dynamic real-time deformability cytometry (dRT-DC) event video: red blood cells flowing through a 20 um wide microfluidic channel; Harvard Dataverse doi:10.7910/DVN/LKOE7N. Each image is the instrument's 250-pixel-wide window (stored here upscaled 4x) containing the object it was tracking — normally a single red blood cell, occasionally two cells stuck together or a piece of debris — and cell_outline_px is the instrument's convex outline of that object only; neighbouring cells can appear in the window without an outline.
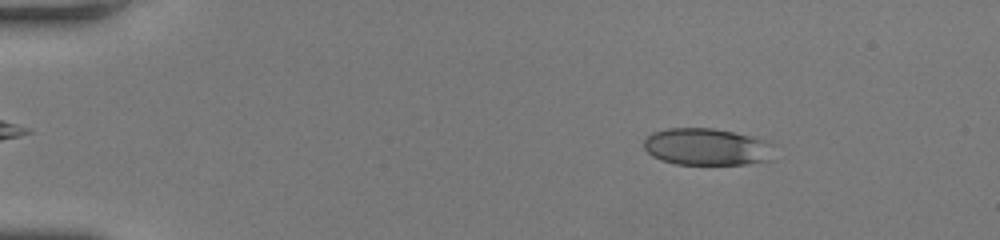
{"species": "human", "species_latin": "Homo sapiens", "temperature_condition": "room temperature", "stored_images_in_passage": 52, "camera_frame_rate_fps": 3000, "um_per_image_px": 0.085, "donor": {"sex": "female"}, "frame": {"image": 1, "passage_image": 8, "time_ms": 2.333, "image_size_px": [1000, 240], "cell_outline_px": [[772, 160], [748, 164], [676, 164], [660, 160], [652, 156], [644, 148], [644, 140], [652, 132], [668, 128], [712, 128], [752, 136], [764, 140], [772, 144]], "centroid_in_image_um": [60.07, 12.49], "position_along_channel_um": 24.9, "area_um2": 28.15}}
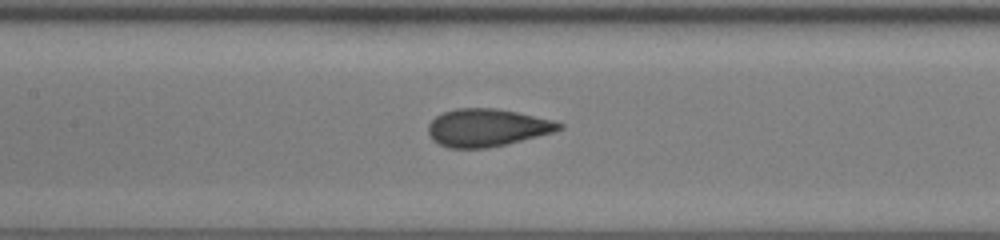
{"frame": {"image": 2, "passage_image": 26, "time_ms": 8.333, "image_size_px": [1000, 240], "cell_outline_px": [[564, 128], [552, 132], [508, 144], [488, 148], [448, 148], [432, 140], [428, 132], [428, 124], [436, 116], [444, 112], [456, 108], [496, 108], [516, 112], [552, 120], [564, 124]], "centroid_in_image_um": [41.38, 10.85], "position_along_channel_um": 166.0, "area_um2": 28.67}}
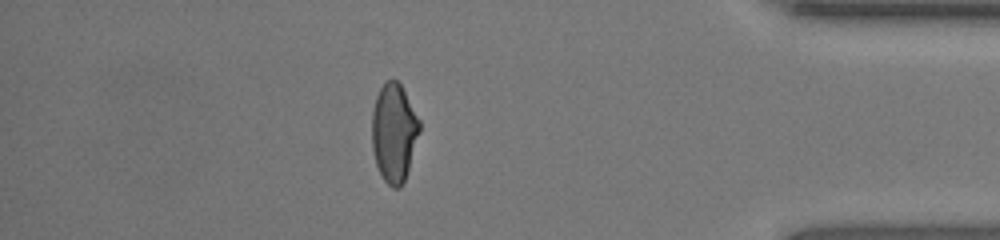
{"frame": {"image": 3, "passage_image": 46, "time_ms": 15.0, "image_size_px": [1000, 240], "cell_outline_px": [[420, 132], [404, 180], [400, 188], [392, 188], [384, 180], [376, 164], [372, 148], [372, 112], [376, 96], [380, 88], [388, 80], [396, 80], [400, 84], [420, 120]], "centroid_in_image_um": [33.48, 11.28], "position_along_channel_um": 401.7, "area_um2": 27.05}}